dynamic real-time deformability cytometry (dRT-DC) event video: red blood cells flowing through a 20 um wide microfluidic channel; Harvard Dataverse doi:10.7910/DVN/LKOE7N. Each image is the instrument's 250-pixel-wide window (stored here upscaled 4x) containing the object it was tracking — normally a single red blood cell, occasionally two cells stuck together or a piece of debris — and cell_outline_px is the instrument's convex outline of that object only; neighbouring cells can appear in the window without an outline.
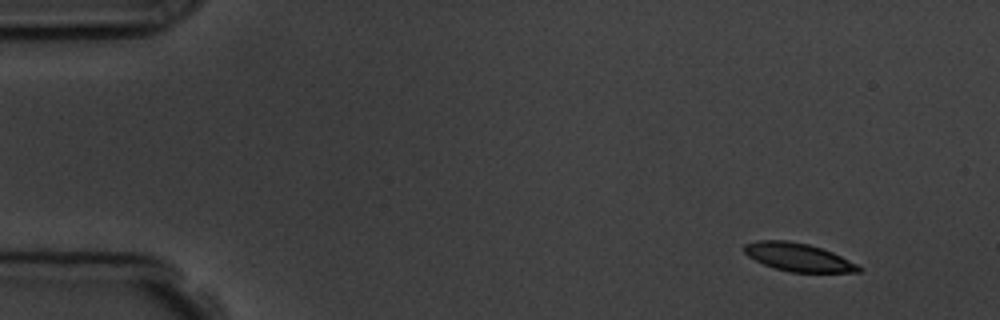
{"species": "common noctule bat (a hibernating species)", "species_latin": "Nyctalus noctula", "temperature_condition": "room temperature", "stored_images_in_passage": 10, "camera_frame_rate_fps": 3000, "um_per_image_px": 0.085, "animal": {"sex": "male", "body_mass_g": 19.5, "forearm_length_mm": 54.6}, "frame": {"image": 1, "passage_image": 1, "time_ms": 0.0, "image_size_px": [1000, 320], "cell_outline_px": [[864, 268], [860, 272], [792, 272], [776, 268], [764, 264], [748, 256], [744, 252], [744, 244], [756, 240], [788, 240], [808, 244], [832, 252]], "centroid_in_image_um": [67.84, 21.85], "position_along_channel_um": 17.2, "area_um2": 18.55}}
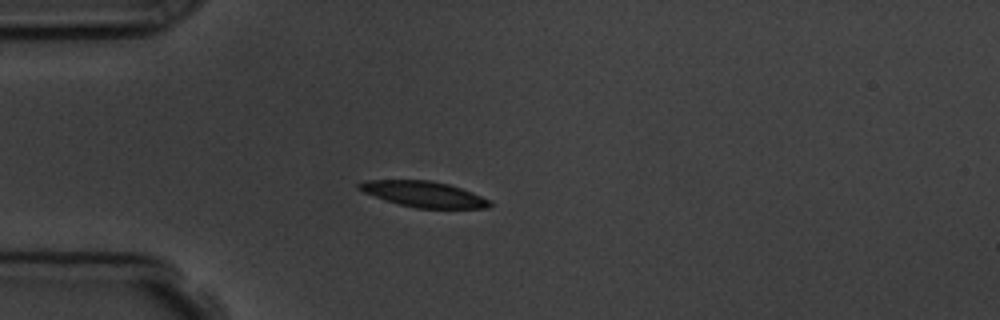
{"frame": {"image": 2, "passage_image": 4, "time_ms": 3.333, "image_size_px": [1000, 320], "cell_outline_px": [[492, 204], [488, 208], [416, 208], [384, 200], [364, 192], [356, 188], [356, 184], [368, 180], [428, 180], [448, 184], [472, 192], [492, 200]], "centroid_in_image_um": [36.02, 16.5], "position_along_channel_um": 49.0, "area_um2": 19.59}}
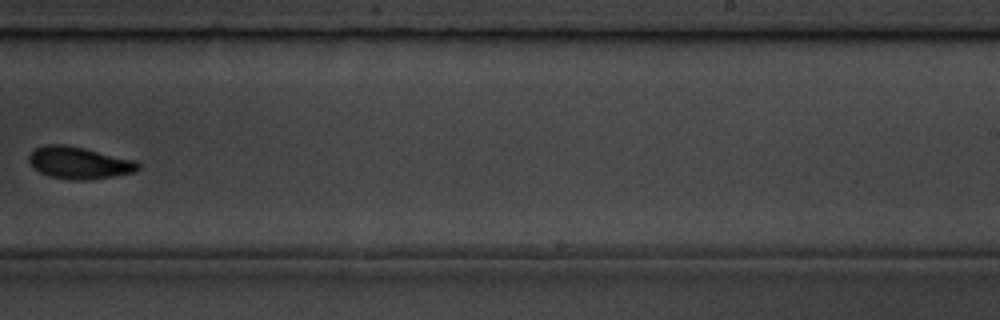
{"frame": {"image": 3, "passage_image": 10, "time_ms": 10.0, "image_size_px": [1000, 320], "cell_outline_px": [[140, 168], [136, 172], [116, 176], [88, 180], [68, 180], [48, 176], [32, 168], [28, 160], [28, 156], [36, 148], [44, 144], [64, 144], [84, 148], [136, 160], [140, 164]], "centroid_in_image_um": [6.73, 13.85], "position_along_channel_um": 282.3, "area_um2": 20.75}}